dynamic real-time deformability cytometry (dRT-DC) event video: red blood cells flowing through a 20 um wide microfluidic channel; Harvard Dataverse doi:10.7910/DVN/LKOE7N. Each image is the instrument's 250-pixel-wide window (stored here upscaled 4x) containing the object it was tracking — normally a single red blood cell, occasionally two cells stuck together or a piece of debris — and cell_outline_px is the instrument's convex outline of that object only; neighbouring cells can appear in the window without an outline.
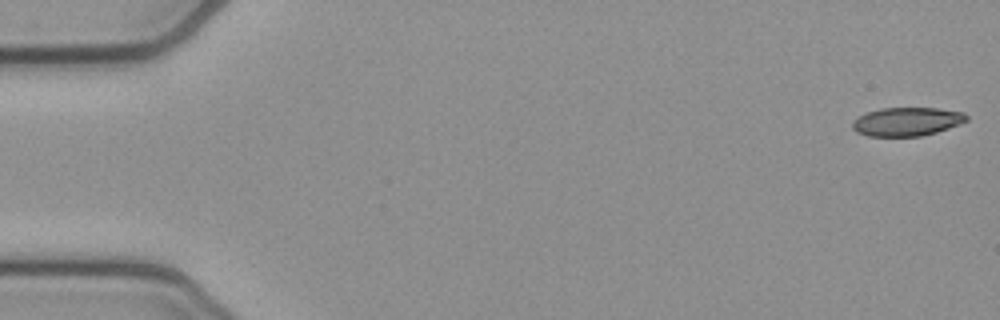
{"species": "common noctule bat (a hibernating species)", "species_latin": "Nyctalus noctula", "temperature_condition": "cold", "stored_images_in_passage": 17, "camera_frame_rate_fps": 3000, "um_per_image_px": 0.085, "animal": {"sex": "female", "body_mass_g": 21.9}, "frame": {"image": 1, "passage_image": 1, "time_ms": 0.0, "image_size_px": [1000, 320], "cell_outline_px": [[968, 120], [960, 124], [936, 132], [920, 136], [868, 136], [856, 132], [852, 128], [852, 120], [864, 112], [880, 108], [936, 108], [964, 112], [968, 116]], "centroid_in_image_um": [77.05, 10.33], "position_along_channel_um": 7.9, "area_um2": 19.19}}